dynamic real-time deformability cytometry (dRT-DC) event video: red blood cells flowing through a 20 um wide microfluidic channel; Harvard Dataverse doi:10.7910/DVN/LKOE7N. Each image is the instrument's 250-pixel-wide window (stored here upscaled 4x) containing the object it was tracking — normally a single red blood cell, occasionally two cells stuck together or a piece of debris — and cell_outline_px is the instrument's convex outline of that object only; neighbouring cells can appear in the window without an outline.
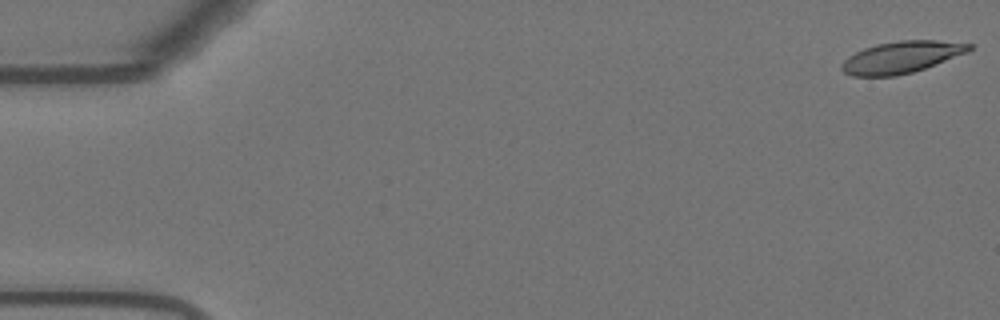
{"species": "Egyptian fruit bat (a non-hibernating species)", "species_latin": "Rousettus aegyptiacus", "temperature_condition": "warm", "stored_images_in_passage": 55, "camera_frame_rate_fps": 3000, "um_per_image_px": 0.085, "animal": {"sex": "female"}, "frame": {"image": 1, "passage_image": 1, "time_ms": 0.0, "image_size_px": [1000, 320], "cell_outline_px": [[972, 48], [968, 52], [924, 68], [912, 72], [896, 76], [852, 76], [844, 72], [840, 68], [840, 64], [848, 56], [864, 48], [876, 44], [900, 40], [936, 40], [972, 44]], "centroid_in_image_um": [76.58, 4.86], "position_along_channel_um": 8.4, "area_um2": 23.52}}
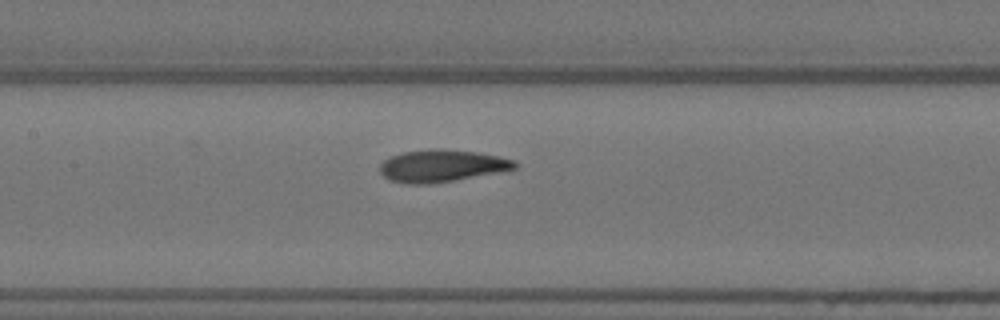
{"frame": {"image": 2, "passage_image": 26, "time_ms": 8.333, "image_size_px": [1000, 320], "cell_outline_px": [[516, 168], [504, 172], [428, 184], [412, 184], [392, 180], [384, 176], [380, 172], [380, 164], [384, 160], [392, 156], [404, 152], [432, 148], [440, 148], [476, 152], [500, 156], [516, 160]], "centroid_in_image_um": [37.6, 14.08], "position_along_channel_um": 169.8, "area_um2": 25.32}}
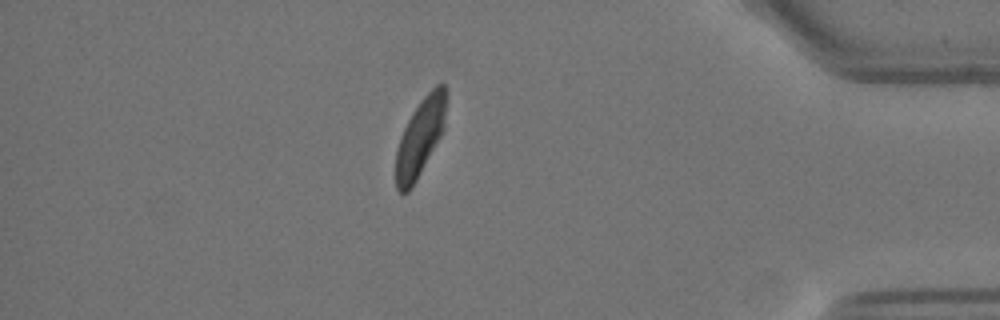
{"frame": {"image": 3, "passage_image": 48, "time_ms": 15.667, "image_size_px": [1000, 320], "cell_outline_px": [[448, 92], [444, 128], [440, 136], [416, 180], [408, 192], [400, 192], [396, 188], [396, 148], [400, 136], [412, 112], [420, 100], [436, 84], [444, 84]], "centroid_in_image_um": [35.73, 11.61], "position_along_channel_um": 399.5, "area_um2": 22.72}, "authors_computed_cell_mechanics": {"area_um2": 24.9118, "velocity_mm_per_s": 3.6461, "shape_relaxation_time_tau1_ms": 3.8807, "shape_relaxation_time_tau2_ms": 2.1361, "deformation_change_tau1": 0.1564, "deformation_change_tau2": 0.0748}}